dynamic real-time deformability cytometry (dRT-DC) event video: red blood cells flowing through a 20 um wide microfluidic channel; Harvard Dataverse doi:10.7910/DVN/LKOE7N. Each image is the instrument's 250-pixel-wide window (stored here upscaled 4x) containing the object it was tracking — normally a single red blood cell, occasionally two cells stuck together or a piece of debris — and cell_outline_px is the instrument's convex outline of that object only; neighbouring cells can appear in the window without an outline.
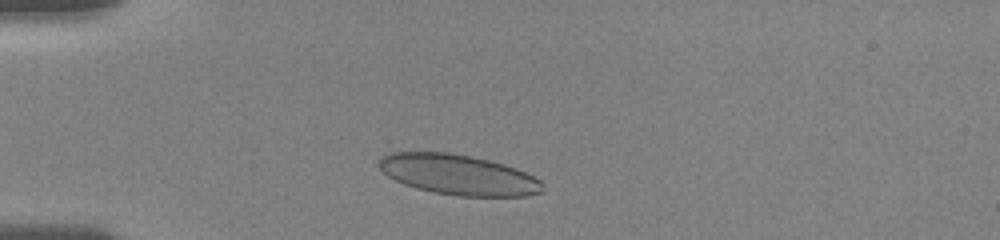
{"species": "human", "species_latin": "Homo sapiens", "temperature_condition": "room temperature", "stored_images_in_passage": 39, "camera_frame_rate_fps": 3000, "um_per_image_px": 0.085, "donor": {"sex": "female"}, "frame": {"image": 1, "passage_image": 6, "time_ms": 1.667, "image_size_px": [1000, 240], "cell_outline_px": [[540, 192], [524, 196], [460, 196], [436, 192], [416, 188], [404, 184], [388, 176], [380, 168], [380, 160], [388, 152], [448, 152], [488, 160], [504, 164], [516, 168], [540, 180]], "centroid_in_image_um": [38.92, 14.84], "position_along_channel_um": 46.1, "area_um2": 37.74}}
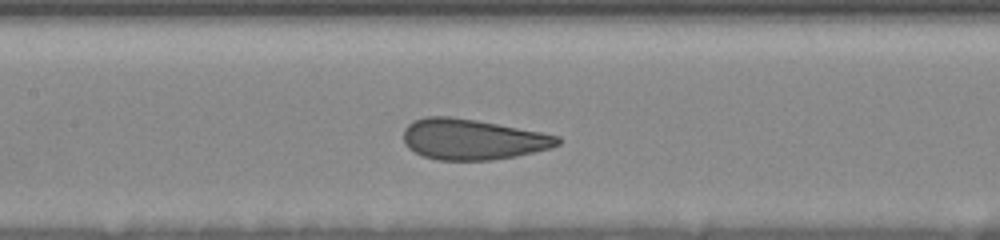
{"frame": {"image": 2, "passage_image": 19, "time_ms": 5.667, "image_size_px": [1000, 240], "cell_outline_px": [[560, 144], [552, 148], [516, 156], [492, 160], [440, 160], [424, 156], [408, 148], [404, 144], [404, 128], [412, 120], [424, 116], [448, 116], [476, 120], [540, 132], [560, 136]], "centroid_in_image_um": [40.15, 11.84], "position_along_channel_um": 167.3, "area_um2": 36.53}}
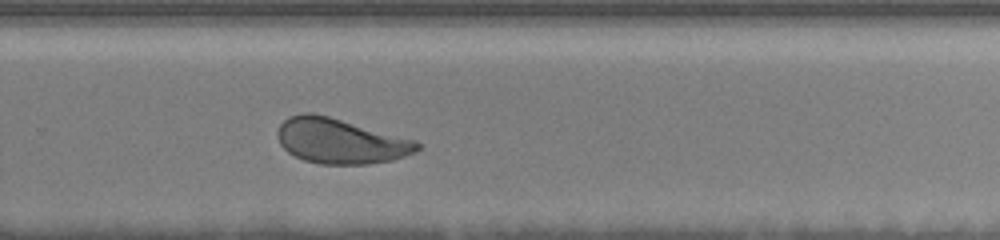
{"frame": {"image": 3, "passage_image": 37, "time_ms": 9.333, "image_size_px": [1000, 240], "cell_outline_px": [[420, 148], [416, 152], [392, 160], [368, 164], [320, 164], [304, 160], [288, 152], [280, 144], [276, 136], [276, 132], [280, 124], [288, 116], [304, 112], [312, 112], [328, 116], [416, 140], [420, 144]], "centroid_in_image_um": [28.91, 11.98], "position_along_channel_um": 300.9, "area_um2": 36.76}}